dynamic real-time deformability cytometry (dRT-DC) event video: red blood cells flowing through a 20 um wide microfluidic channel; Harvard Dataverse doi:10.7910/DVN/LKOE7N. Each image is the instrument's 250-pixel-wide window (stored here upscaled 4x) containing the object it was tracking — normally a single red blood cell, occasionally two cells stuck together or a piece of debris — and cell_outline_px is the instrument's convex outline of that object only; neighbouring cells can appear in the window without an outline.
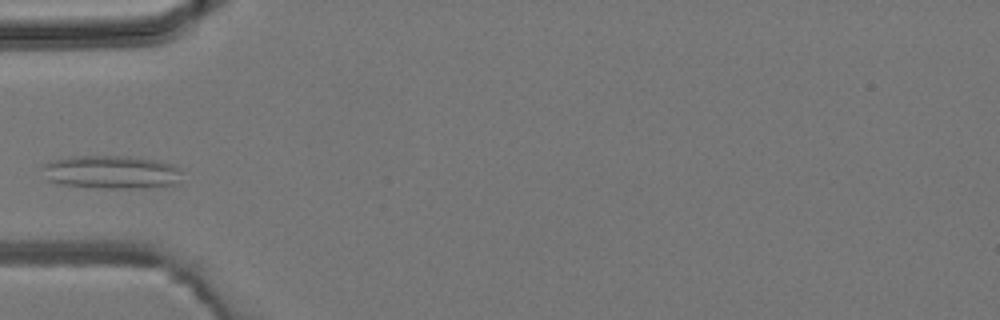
{"species": "common noctule bat (a hibernating species)", "species_latin": "Nyctalus noctula", "temperature_condition": "room temperature", "stored_images_in_passage": 3, "camera_frame_rate_fps": 3000, "um_per_image_px": 0.085, "animal": {"sex": "male", "body_mass_g": 19.2, "forearm_length_mm": 51.8}, "frame": {"image": 1, "passage_image": 2, "time_ms": 1.0, "image_size_px": [1000, 320], "cell_outline_px": [[180, 184], [156, 188], [104, 188], [60, 184], [48, 180], [40, 168], [44, 164], [52, 160], [76, 156], [128, 156], [156, 160], [172, 164], [180, 168]], "centroid_in_image_um": [9.51, 14.64], "position_along_channel_um": 75.5, "area_um2": 27.4}}